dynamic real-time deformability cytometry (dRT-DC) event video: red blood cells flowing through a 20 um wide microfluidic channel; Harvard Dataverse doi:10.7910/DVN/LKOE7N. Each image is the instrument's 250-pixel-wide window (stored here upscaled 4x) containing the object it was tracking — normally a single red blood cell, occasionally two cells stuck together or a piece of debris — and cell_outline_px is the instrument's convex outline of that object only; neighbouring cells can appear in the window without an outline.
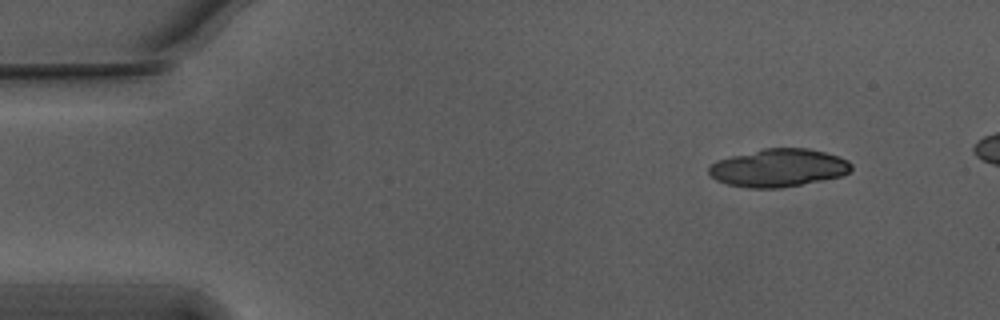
{"species": "Egyptian fruit bat (a non-hibernating species)", "species_latin": "Rousettus aegyptiacus", "temperature_condition": "warm", "stored_images_in_passage": 14, "camera_frame_rate_fps": 3000, "um_per_image_px": 0.085, "animal": {"sex": "male"}, "frame": {"image": 1, "passage_image": 1, "time_ms": 0.0, "image_size_px": [1000, 320], "cell_outline_px": [[852, 168], [848, 172], [840, 176], [780, 188], [748, 188], [728, 184], [716, 180], [708, 172], [708, 168], [716, 160], [764, 148], [808, 148], [840, 156], [848, 160], [852, 164]], "centroid_in_image_um": [66.17, 14.26], "position_along_channel_um": 18.8, "area_um2": 31.27}}